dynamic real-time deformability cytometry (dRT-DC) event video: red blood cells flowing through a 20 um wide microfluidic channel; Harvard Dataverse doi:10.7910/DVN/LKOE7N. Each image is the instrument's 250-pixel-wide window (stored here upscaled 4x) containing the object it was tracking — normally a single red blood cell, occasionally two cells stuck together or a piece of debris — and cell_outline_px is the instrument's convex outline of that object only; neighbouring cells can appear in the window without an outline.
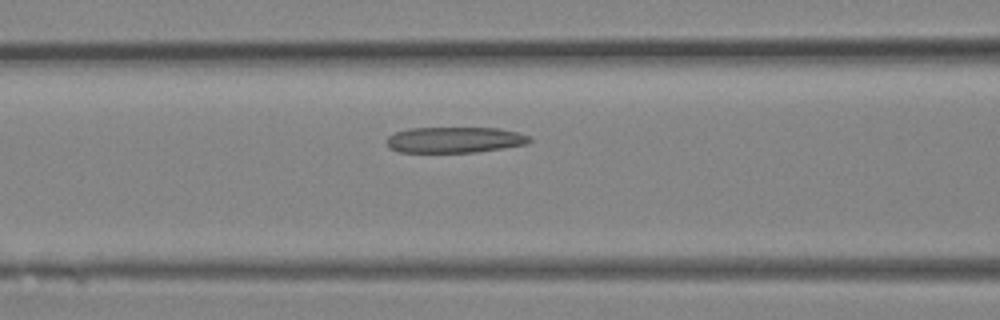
{"species": "Egyptian fruit bat (a non-hibernating species)", "species_latin": "Rousettus aegyptiacus", "temperature_condition": "room temperature", "stored_images_in_passage": 16, "camera_frame_rate_fps": 3000, "um_per_image_px": 0.085, "animal": {"sex": "female"}, "frame": {"image": 1, "passage_image": 12, "time_ms": 3.667, "image_size_px": [1000, 320], "cell_outline_px": [[532, 140], [528, 144], [504, 148], [476, 152], [400, 152], [388, 148], [384, 140], [388, 136], [396, 132], [408, 128], [500, 128], [516, 132], [528, 136]], "centroid_in_image_um": [38.61, 11.89], "position_along_channel_um": 128.0, "area_um2": 21.68}}
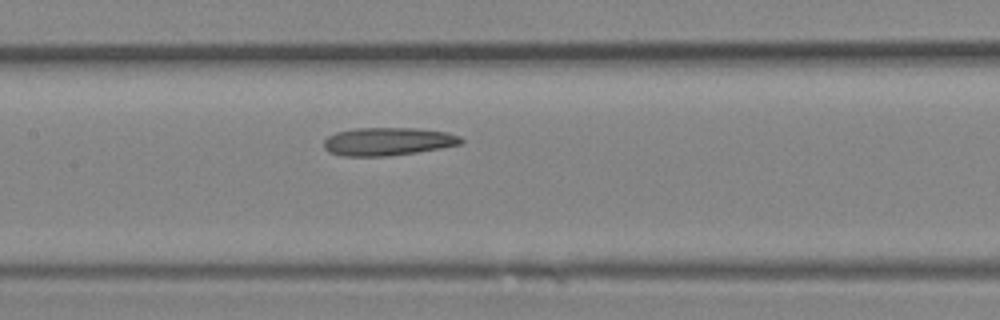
{"frame": {"image": 2, "passage_image": 14, "time_ms": 4.333, "image_size_px": [1000, 320], "cell_outline_px": [[464, 140], [460, 144], [440, 148], [416, 152], [388, 156], [340, 156], [328, 152], [324, 148], [324, 140], [328, 136], [336, 132], [356, 128], [416, 128], [448, 132], [460, 136]], "centroid_in_image_um": [32.95, 12.02], "position_along_channel_um": 174.5, "area_um2": 22.48}}
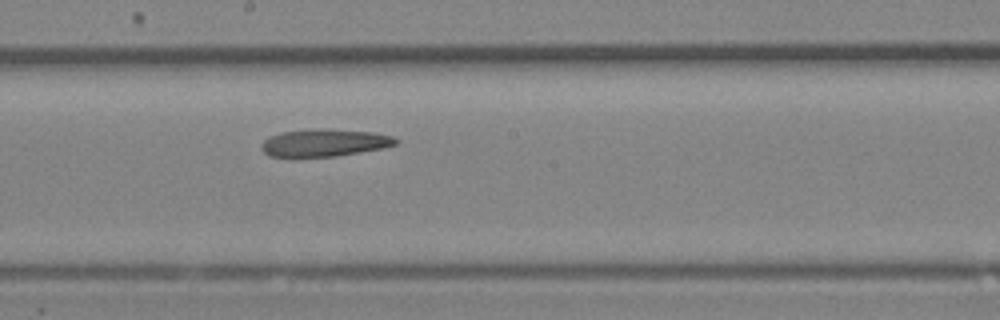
{"frame": {"image": 3, "passage_image": 16, "time_ms": 5.0, "image_size_px": [1000, 320], "cell_outline_px": [[400, 140], [396, 144], [380, 148], [336, 156], [268, 156], [260, 148], [260, 144], [268, 136], [280, 132], [324, 128], [328, 128], [372, 132], [392, 136]], "centroid_in_image_um": [27.54, 12.12], "position_along_channel_um": 220.7, "area_um2": 21.33}}